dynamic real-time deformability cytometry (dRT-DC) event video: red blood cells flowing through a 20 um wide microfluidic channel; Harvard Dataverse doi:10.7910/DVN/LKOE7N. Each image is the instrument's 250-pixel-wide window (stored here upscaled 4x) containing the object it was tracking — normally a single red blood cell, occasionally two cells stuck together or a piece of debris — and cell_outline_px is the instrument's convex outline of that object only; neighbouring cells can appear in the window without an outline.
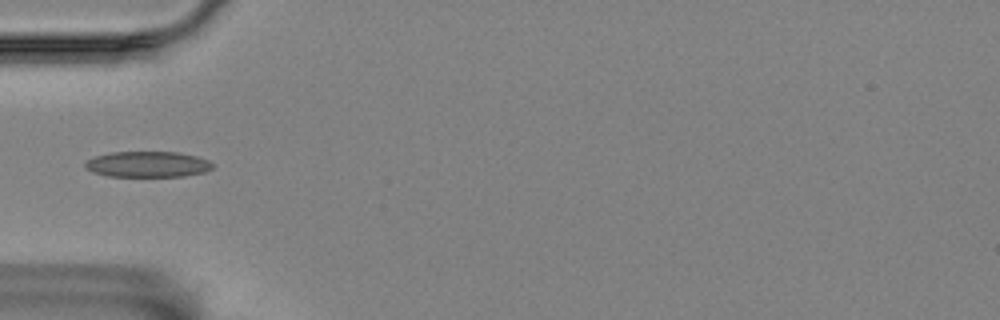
{"species": "Egyptian fruit bat (a non-hibernating species)", "species_latin": "Rousettus aegyptiacus", "temperature_condition": "room temperature", "stored_images_in_passage": 2, "camera_frame_rate_fps": 3000, "um_per_image_px": 0.085, "animal": {"sex": "female"}, "frame": {"image": 1, "passage_image": 2, "time_ms": 1.0, "image_size_px": [1000, 320], "cell_outline_px": [[212, 168], [204, 172], [184, 176], [108, 176], [92, 172], [84, 164], [88, 160], [96, 156], [112, 152], [180, 152], [196, 156], [208, 160], [212, 164]], "centroid_in_image_um": [12.56, 13.96], "position_along_channel_um": 72.4, "area_um2": 18.96}}